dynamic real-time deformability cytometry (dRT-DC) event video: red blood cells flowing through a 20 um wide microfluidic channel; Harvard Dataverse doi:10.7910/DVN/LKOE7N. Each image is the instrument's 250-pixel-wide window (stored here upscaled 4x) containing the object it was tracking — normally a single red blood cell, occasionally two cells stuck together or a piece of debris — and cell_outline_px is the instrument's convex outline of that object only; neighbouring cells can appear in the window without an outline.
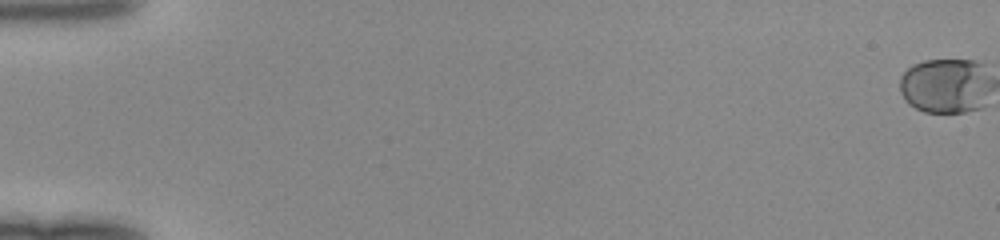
{"species": "human", "species_latin": "Homo sapiens", "temperature_condition": "room temperature", "stored_images_in_passage": 52, "camera_frame_rate_fps": 3000, "um_per_image_px": 0.085, "donor": {"sex": "female"}, "frame": {"image": 1, "passage_image": 1, "time_ms": 0.0, "image_size_px": [1000, 240], "cell_outline_px": [[968, 76], [960, 108], [956, 112], [928, 112], [912, 104], [904, 96], [904, 76], [916, 64], [932, 60], [968, 60]], "centroid_in_image_um": [79.64, 7.23], "position_along_channel_um": 5.4, "area_um2": 20.58}}
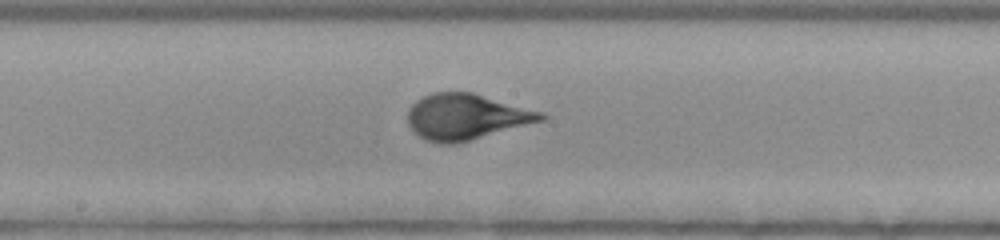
{"frame": {"image": 2, "passage_image": 30, "time_ms": 9.667, "image_size_px": [1000, 240], "cell_outline_px": [[544, 116], [536, 120], [464, 140], [436, 140], [424, 136], [412, 124], [412, 108], [420, 100], [428, 96], [448, 92], [464, 92], [532, 112]], "centroid_in_image_um": [39.53, 9.89], "position_along_channel_um": 208.7, "area_um2": 30.11}}
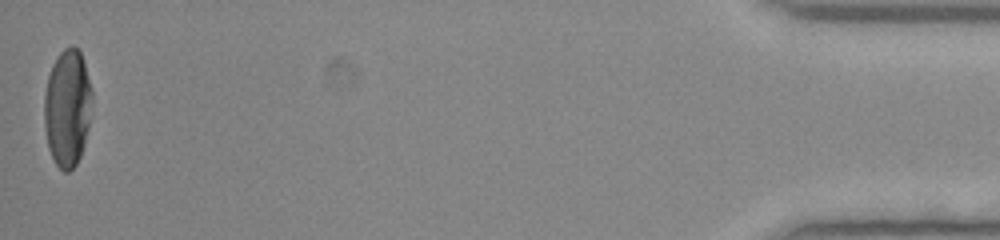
{"frame": {"image": 3, "passage_image": 52, "time_ms": 17.0, "image_size_px": [1000, 240], "cell_outline_px": [[88, 88], [84, 132], [80, 152], [72, 168], [60, 168], [56, 164], [52, 156], [48, 144], [44, 108], [48, 80], [52, 68], [56, 60], [68, 48], [76, 48], [80, 52], [88, 84]], "centroid_in_image_um": [5.64, 9.17], "position_along_channel_um": 429.6, "area_um2": 28.96}}